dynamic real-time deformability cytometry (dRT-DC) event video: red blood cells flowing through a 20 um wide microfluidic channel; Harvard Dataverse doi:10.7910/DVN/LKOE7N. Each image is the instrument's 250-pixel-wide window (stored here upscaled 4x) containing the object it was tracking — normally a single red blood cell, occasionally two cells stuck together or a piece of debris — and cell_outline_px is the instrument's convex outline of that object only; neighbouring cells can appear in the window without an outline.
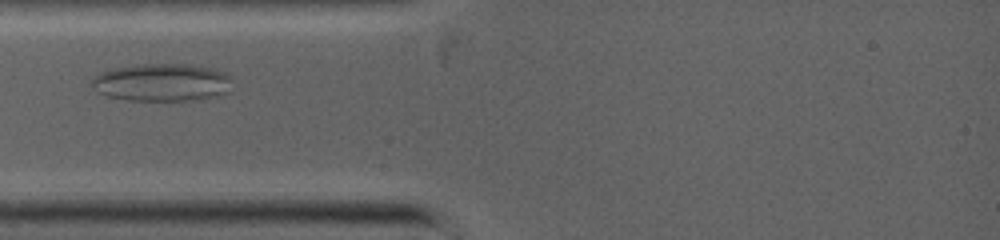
{"species": "common noctule bat (a hibernating species)", "species_latin": "Nyctalus noctula", "temperature_condition": "warm", "stored_images_in_passage": 11, "camera_frame_rate_fps": 5000, "um_per_image_px": 0.085, "animal": {"sex": "female", "body_mass_g": 19.0, "forearm_length_mm": 53.3}, "frame": {"image": 1, "passage_image": 4, "time_ms": 1.6, "image_size_px": [1000, 240], "cell_outline_px": [[228, 92], [220, 96], [200, 100], [128, 100], [108, 96], [100, 92], [88, 84], [92, 76], [100, 72], [112, 68], [140, 64], [188, 64], [212, 68], [224, 72], [228, 76]], "centroid_in_image_um": [13.71, 7.0], "position_along_channel_um": 71.3, "area_um2": 30.98}}
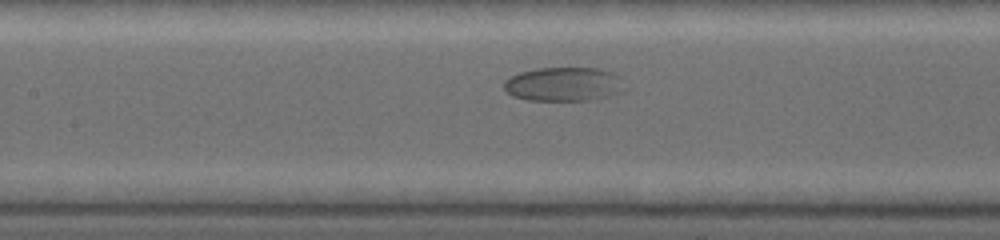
{"frame": {"image": 2, "passage_image": 8, "time_ms": 3.6, "image_size_px": [1000, 240], "cell_outline_px": [[620, 76], [616, 92], [608, 96], [592, 100], [528, 100], [512, 96], [504, 88], [504, 80], [508, 76], [520, 72], [536, 68], [600, 68], [612, 72]], "centroid_in_image_um": [47.79, 7.14], "position_along_channel_um": 159.6, "area_um2": 23.52}}
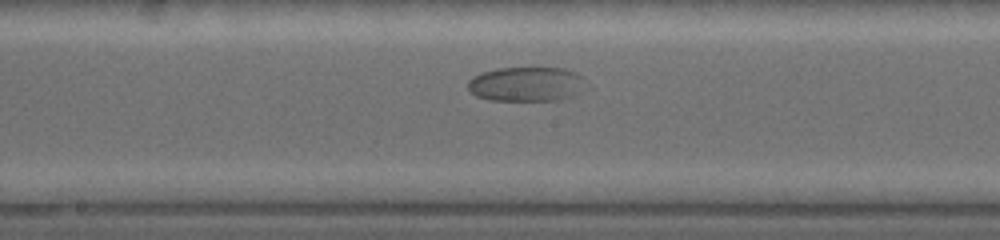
{"frame": {"image": 3, "passage_image": 10, "time_ms": 4.6, "image_size_px": [1000, 240], "cell_outline_px": [[592, 88], [572, 96], [560, 100], [488, 100], [476, 96], [468, 88], [468, 80], [472, 76], [496, 68], [564, 68], [576, 72]], "centroid_in_image_um": [44.82, 7.15], "position_along_channel_um": 203.4, "area_um2": 24.16}}